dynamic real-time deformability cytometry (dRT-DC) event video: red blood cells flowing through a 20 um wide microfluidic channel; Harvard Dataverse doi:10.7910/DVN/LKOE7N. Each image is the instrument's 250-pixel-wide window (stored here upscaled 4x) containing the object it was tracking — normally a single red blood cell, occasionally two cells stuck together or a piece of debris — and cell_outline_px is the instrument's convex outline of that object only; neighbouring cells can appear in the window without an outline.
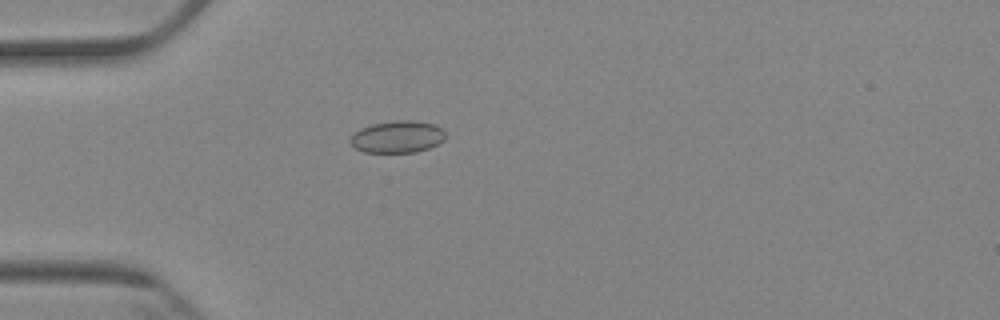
{"species": "Egyptian fruit bat (a non-hibernating species)", "species_latin": "Rousettus aegyptiacus", "temperature_condition": "cold", "stored_images_in_passage": 4, "camera_frame_rate_fps": 3000, "um_per_image_px": 0.085, "animal": {"sex": "female"}, "frame": {"image": 1, "passage_image": 4, "time_ms": 4.333, "image_size_px": [1000, 320], "cell_outline_px": [[444, 140], [428, 148], [416, 152], [364, 152], [356, 148], [348, 140], [360, 128], [372, 124], [396, 120], [416, 120], [436, 124], [444, 132]], "centroid_in_image_um": [33.78, 11.61], "position_along_channel_um": 51.2, "area_um2": 17.69}}